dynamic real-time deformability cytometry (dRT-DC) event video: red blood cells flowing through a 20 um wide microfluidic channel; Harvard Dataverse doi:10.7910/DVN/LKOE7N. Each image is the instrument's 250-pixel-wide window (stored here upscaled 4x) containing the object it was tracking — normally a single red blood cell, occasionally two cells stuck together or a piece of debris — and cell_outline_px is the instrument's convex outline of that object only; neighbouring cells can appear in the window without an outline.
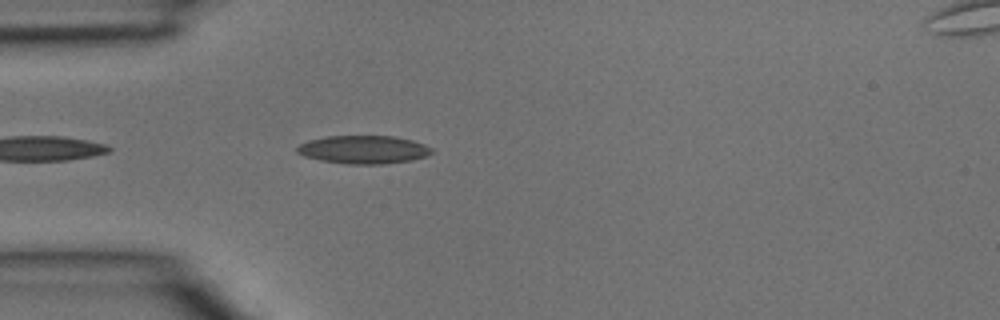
{"species": "common noctule bat (a hibernating species)", "species_latin": "Nyctalus noctula", "temperature_condition": "room temperature", "stored_images_in_passage": 17, "camera_frame_rate_fps": 3000, "um_per_image_px": 0.085, "animal": {"sex": "male", "body_mass_g": 15.6}, "frame": {"image": 1, "passage_image": 3, "time_ms": 0.667, "image_size_px": [1000, 320], "cell_outline_px": [[432, 152], [424, 156], [412, 160], [384, 164], [348, 164], [320, 160], [304, 156], [296, 152], [296, 148], [300, 144], [308, 140], [328, 136], [392, 136], [412, 140], [424, 144], [432, 148]], "centroid_in_image_um": [30.88, 12.71], "position_along_channel_um": 54.1, "area_um2": 22.02}}